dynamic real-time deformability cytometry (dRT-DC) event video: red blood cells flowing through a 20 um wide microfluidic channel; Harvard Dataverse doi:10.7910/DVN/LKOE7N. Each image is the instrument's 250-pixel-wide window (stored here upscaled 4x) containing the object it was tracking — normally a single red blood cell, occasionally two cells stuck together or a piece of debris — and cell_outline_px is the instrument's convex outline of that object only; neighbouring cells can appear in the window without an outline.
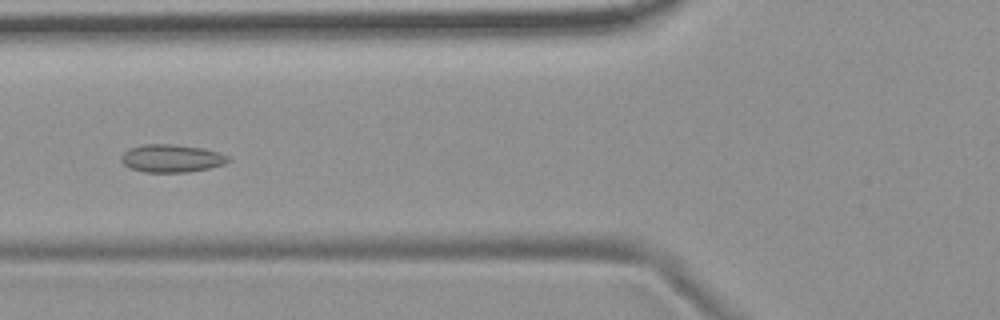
{"species": "common noctule bat (a hibernating species)", "species_latin": "Nyctalus noctula", "temperature_condition": "room temperature", "stored_images_in_passage": 41, "camera_frame_rate_fps": 3000, "um_per_image_px": 0.085, "animal": {"sex": "female", "body_mass_g": 19.9}, "frame": {"image": 1, "passage_image": 7, "time_ms": 2.0, "image_size_px": [1000, 320], "cell_outline_px": [[232, 160], [224, 164], [208, 168], [188, 172], [144, 172], [132, 168], [124, 164], [120, 160], [120, 156], [124, 152], [132, 148], [144, 144], [176, 144], [204, 148], [220, 152], [228, 156]], "centroid_in_image_um": [14.62, 13.45], "position_along_channel_um": 111.2, "area_um2": 17.4}}
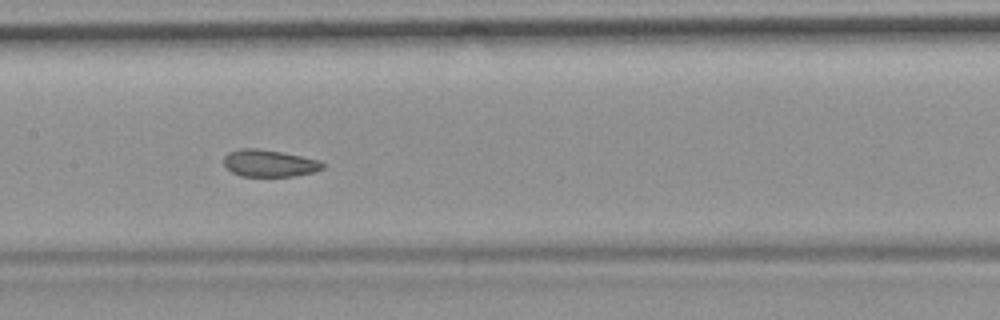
{"frame": {"image": 2, "passage_image": 13, "time_ms": 4.0, "image_size_px": [1000, 320], "cell_outline_px": [[324, 168], [312, 172], [292, 176], [240, 176], [232, 172], [224, 164], [224, 156], [228, 152], [240, 148], [256, 148], [280, 152], [320, 160], [324, 164]], "centroid_in_image_um": [22.87, 13.87], "position_along_channel_um": 184.5, "area_um2": 15.43}}
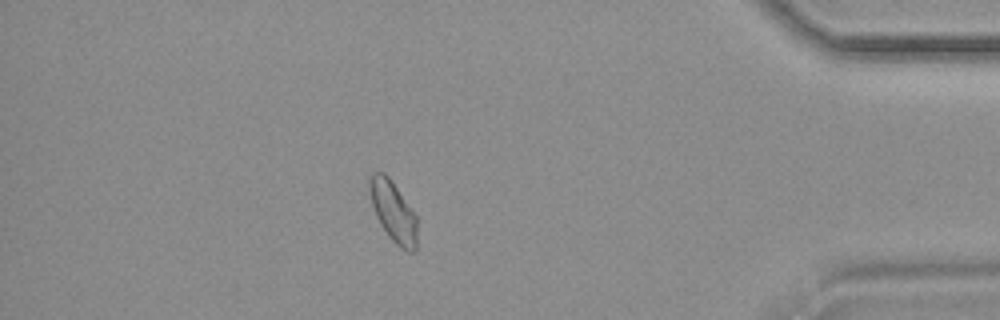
{"frame": {"image": 3, "passage_image": 34, "time_ms": 11.0, "image_size_px": [1000, 320], "cell_outline_px": [[416, 252], [408, 252], [400, 248], [388, 236], [380, 224], [376, 216], [372, 204], [368, 184], [368, 180], [372, 172], [384, 172], [388, 176], [416, 216]], "centroid_in_image_um": [33.4, 18.0], "position_along_channel_um": 401.8, "area_um2": 16.65}, "authors_computed_cell_mechanics": {"area_um2": 16.6464, "velocity_mm_per_s": 3.6716, "shape_relaxation_time_tau1_ms": 7.3954, "shape_relaxation_time_tau2_ms": 1.9818, "deformation_change_tau1": 0.1182, "deformation_change_tau2": 0.07}}